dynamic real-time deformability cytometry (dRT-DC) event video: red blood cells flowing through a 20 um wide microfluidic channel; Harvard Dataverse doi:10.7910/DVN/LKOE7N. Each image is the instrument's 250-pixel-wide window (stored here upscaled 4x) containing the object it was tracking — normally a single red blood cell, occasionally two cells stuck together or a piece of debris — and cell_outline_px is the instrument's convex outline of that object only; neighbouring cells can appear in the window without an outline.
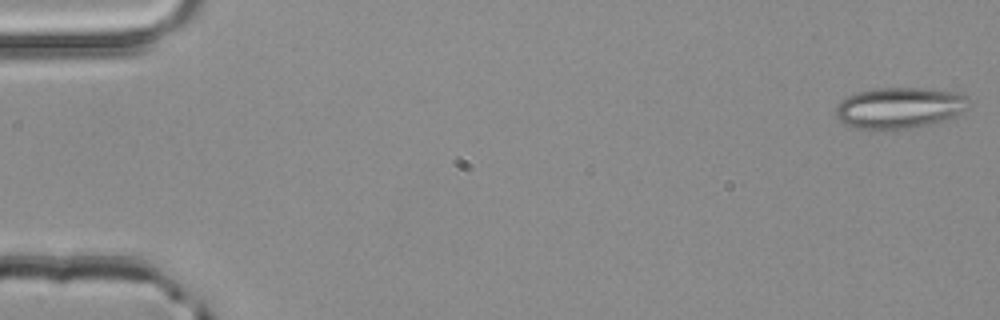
{"species": "common noctule bat (a hibernating species)", "species_latin": "Nyctalus noctula", "temperature_condition": "room temperature", "stored_images_in_passage": 38, "camera_frame_rate_fps": 3000, "um_per_image_px": 0.085, "animal": {"sex": "male", "body_mass_g": 20.4}, "frame": {"image": 1, "passage_image": 1, "time_ms": 0.0, "image_size_px": [1000, 320], "cell_outline_px": [[968, 96], [964, 112], [948, 120], [936, 124], [916, 128], [884, 132], [868, 132], [852, 128], [844, 124], [836, 116], [836, 108], [840, 100], [856, 92], [876, 88], [924, 88], [960, 92]], "centroid_in_image_um": [76.43, 9.23], "position_along_channel_um": 8.6, "area_um2": 33.29}}
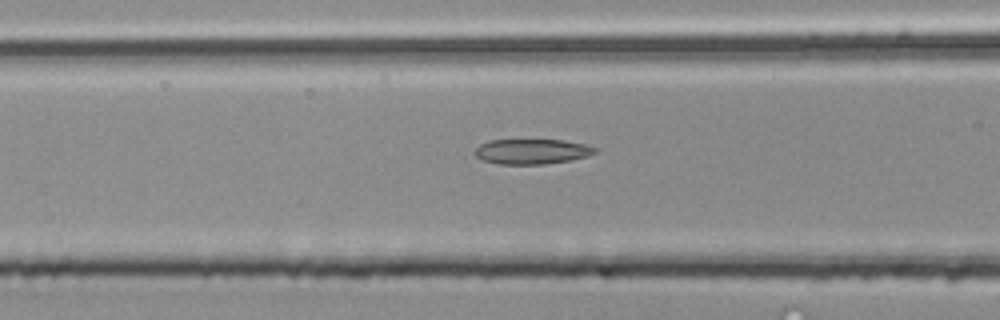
{"frame": {"image": 2, "passage_image": 21, "time_ms": 6.667, "image_size_px": [1000, 320], "cell_outline_px": [[600, 148], [596, 152], [588, 156], [572, 160], [544, 164], [500, 164], [484, 160], [476, 156], [472, 152], [480, 144], [488, 140], [564, 140], [584, 144]], "centroid_in_image_um": [45.23, 12.87], "position_along_channel_um": 121.4, "area_um2": 17.69}}
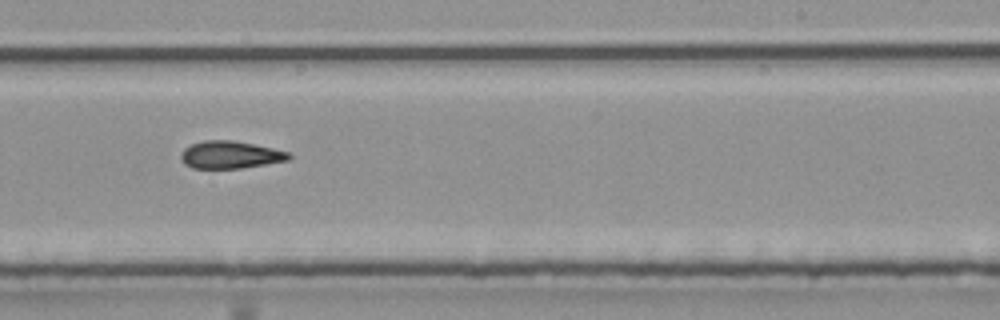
{"frame": {"image": 3, "passage_image": 32, "time_ms": 10.333, "image_size_px": [1000, 320], "cell_outline_px": [[292, 156], [288, 160], [240, 168], [192, 168], [184, 164], [180, 156], [184, 148], [192, 144], [204, 140], [232, 140], [292, 152]], "centroid_in_image_um": [19.57, 13.15], "position_along_channel_um": 269.4, "area_um2": 17.17}}